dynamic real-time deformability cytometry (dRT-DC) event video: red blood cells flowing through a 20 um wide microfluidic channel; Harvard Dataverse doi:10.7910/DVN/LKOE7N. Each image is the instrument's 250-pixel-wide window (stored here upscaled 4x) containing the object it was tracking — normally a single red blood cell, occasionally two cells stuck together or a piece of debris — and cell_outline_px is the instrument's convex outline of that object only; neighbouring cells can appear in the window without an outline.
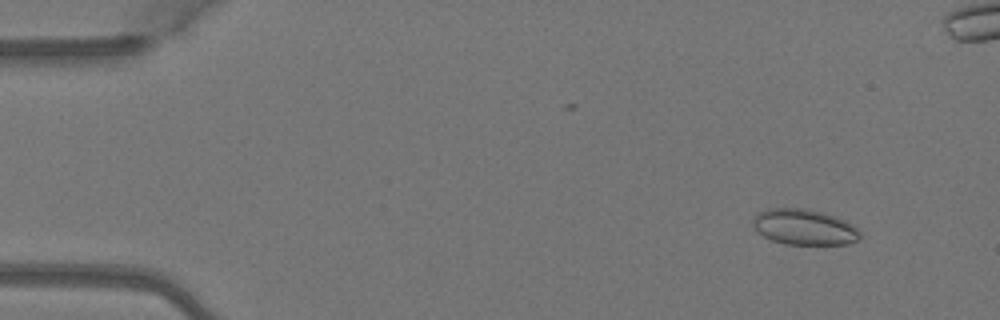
{"species": "Egyptian fruit bat (a non-hibernating species)", "species_latin": "Rousettus aegyptiacus", "temperature_condition": "warm", "stored_images_in_passage": 6, "camera_frame_rate_fps": 3000, "um_per_image_px": 0.085, "animal": {"sex": "female"}, "frame": {"image": 1, "passage_image": 1, "time_ms": 0.0, "image_size_px": [1000, 320], "cell_outline_px": [[860, 236], [856, 240], [848, 244], [784, 244], [772, 240], [764, 236], [752, 224], [752, 220], [760, 212], [768, 208], [808, 208], [836, 216], [852, 224], [860, 232]], "centroid_in_image_um": [68.37, 19.29], "position_along_channel_um": 16.6, "area_um2": 22.14}}
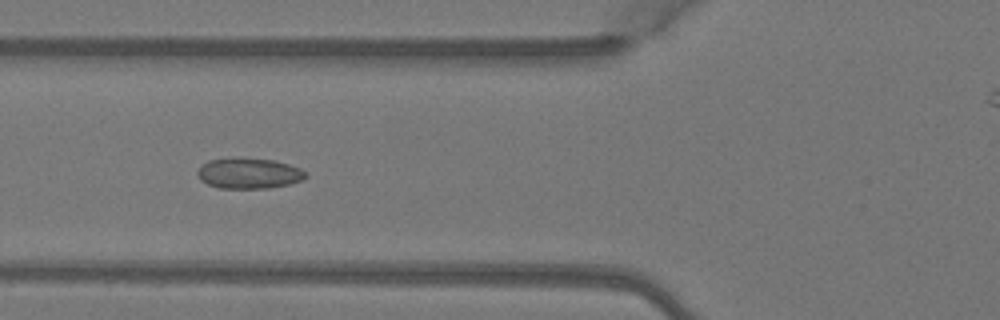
{"frame": {"image": 2, "passage_image": 5, "time_ms": 1.333, "image_size_px": [1000, 320], "cell_outline_px": [[308, 176], [304, 180], [288, 184], [268, 188], [220, 188], [208, 184], [200, 180], [196, 172], [208, 160], [232, 156], [244, 156], [272, 160], [288, 164], [300, 168]], "centroid_in_image_um": [21.14, 14.7], "position_along_channel_um": 104.7, "area_um2": 19.65}}
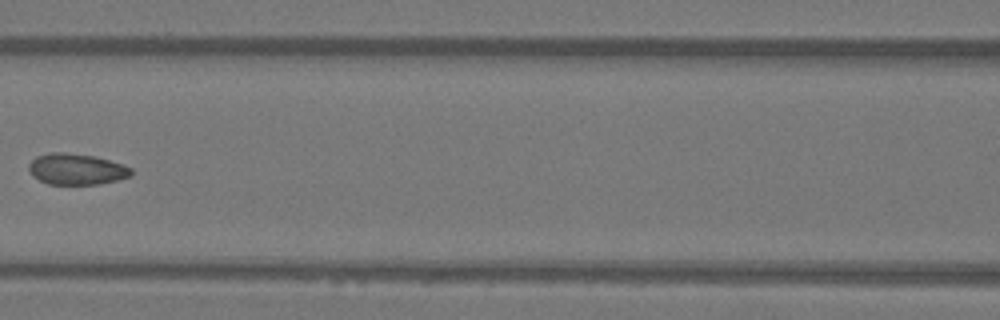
{"frame": {"image": 3, "passage_image": 6, "time_ms": 1.667, "image_size_px": [1000, 320], "cell_outline_px": [[132, 176], [100, 184], [48, 184], [32, 176], [28, 168], [28, 164], [36, 156], [48, 152], [64, 152], [92, 156], [124, 164], [132, 168]], "centroid_in_image_um": [6.49, 14.38], "position_along_channel_um": 160.1, "area_um2": 18.61}}